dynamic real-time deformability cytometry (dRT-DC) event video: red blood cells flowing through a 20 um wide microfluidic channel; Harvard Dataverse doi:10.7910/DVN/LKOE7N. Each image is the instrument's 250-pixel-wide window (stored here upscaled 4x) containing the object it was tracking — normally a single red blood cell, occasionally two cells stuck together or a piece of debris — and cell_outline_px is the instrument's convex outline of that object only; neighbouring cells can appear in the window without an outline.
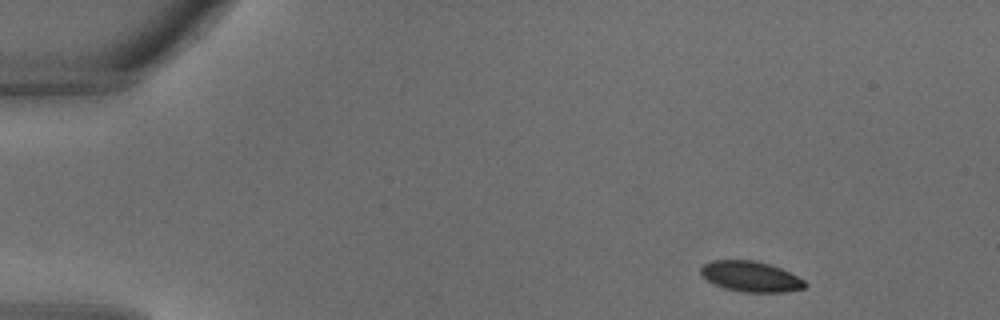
{"species": "common noctule bat (a hibernating species)", "species_latin": "Nyctalus noctula", "temperature_condition": "warm", "stored_images_in_passage": 30, "camera_frame_rate_fps": 3000, "um_per_image_px": 0.085, "animal": {"sex": "male", "body_mass_g": 18.8}, "frame": {"image": 1, "passage_image": 1, "time_ms": 0.0, "image_size_px": [1000, 320], "cell_outline_px": [[808, 284], [804, 288], [784, 292], [744, 292], [724, 288], [712, 284], [700, 272], [700, 268], [704, 264], [712, 260], [752, 260], [768, 264], [780, 268], [804, 280]], "centroid_in_image_um": [63.79, 23.51], "position_along_channel_um": 21.2, "area_um2": 18.38}}
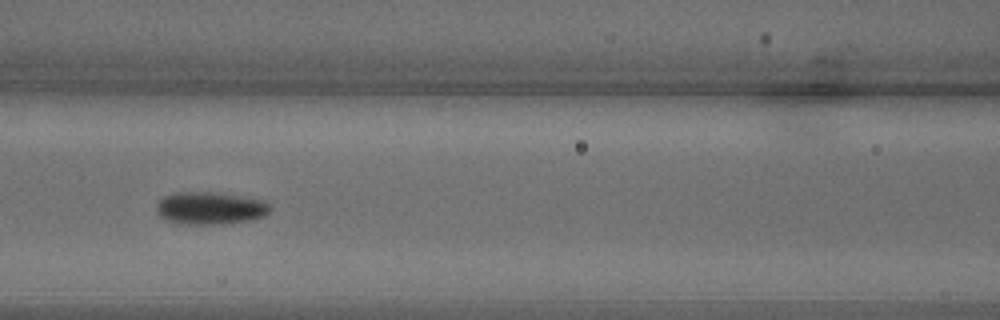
{"frame": {"image": 2, "passage_image": 12, "time_ms": 3.667, "image_size_px": [1000, 320], "cell_outline_px": [[272, 208], [264, 216], [252, 220], [224, 224], [176, 224], [164, 220], [156, 212], [156, 204], [164, 196], [172, 192], [216, 192], [268, 200]], "centroid_in_image_um": [17.87, 17.69], "position_along_channel_um": 148.7, "area_um2": 22.14}}
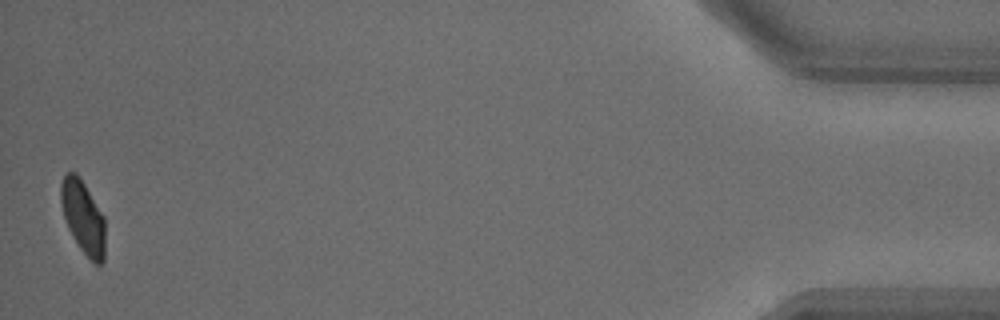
{"frame": {"image": 3, "passage_image": 30, "time_ms": 9.667, "image_size_px": [1000, 320], "cell_outline_px": [[104, 260], [100, 264], [96, 264], [80, 248], [72, 236], [68, 228], [64, 216], [60, 200], [60, 184], [64, 176], [68, 172], [76, 172], [80, 176], [104, 216]], "centroid_in_image_um": [7.05, 18.41], "position_along_channel_um": 428.2, "area_um2": 18.73}}